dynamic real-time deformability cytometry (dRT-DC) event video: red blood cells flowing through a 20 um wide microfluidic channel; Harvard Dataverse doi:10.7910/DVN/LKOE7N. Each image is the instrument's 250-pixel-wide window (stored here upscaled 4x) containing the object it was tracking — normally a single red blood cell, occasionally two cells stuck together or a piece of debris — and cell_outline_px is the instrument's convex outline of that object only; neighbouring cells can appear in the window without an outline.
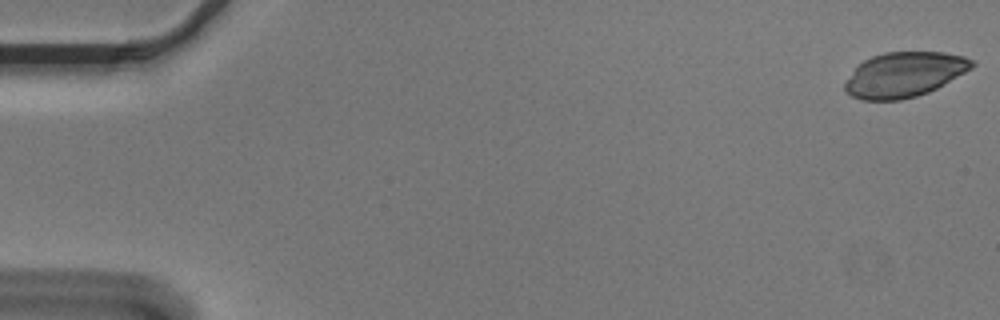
{"species": "Egyptian fruit bat (a non-hibernating species)", "species_latin": "Rousettus aegyptiacus", "temperature_condition": "cold", "stored_images_in_passage": 55, "camera_frame_rate_fps": 3000, "um_per_image_px": 0.085, "animal": {"sex": "male"}, "frame": {"image": 1, "passage_image": 1, "time_ms": 0.0, "image_size_px": [1000, 320], "cell_outline_px": [[976, 64], [972, 68], [944, 84], [928, 92], [916, 96], [900, 100], [860, 100], [852, 96], [844, 88], [844, 84], [856, 68], [864, 60], [872, 56], [884, 52], [944, 52], [964, 56], [972, 60]], "centroid_in_image_um": [76.88, 6.33], "position_along_channel_um": 8.1, "area_um2": 33.0}}
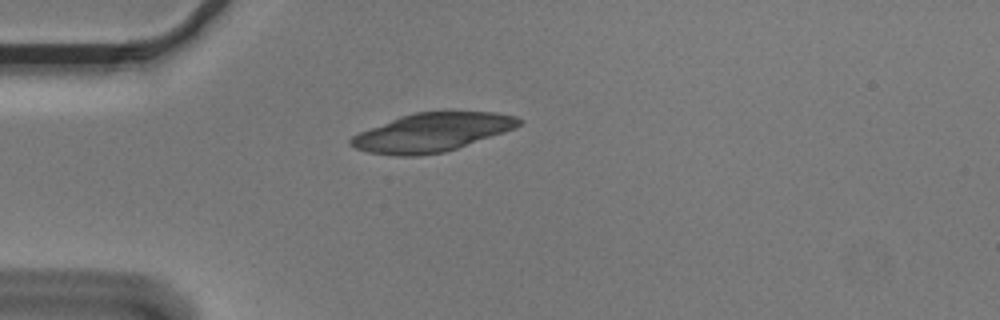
{"frame": {"image": 2, "passage_image": 15, "time_ms": 4.667, "image_size_px": [1000, 320], "cell_outline_px": [[524, 120], [516, 128], [444, 152], [416, 156], [396, 156], [368, 152], [356, 148], [348, 144], [348, 140], [352, 136], [360, 132], [400, 116], [416, 112], [496, 112], [516, 116]], "centroid_in_image_um": [36.72, 11.25], "position_along_channel_um": 48.3, "area_um2": 37.51}}